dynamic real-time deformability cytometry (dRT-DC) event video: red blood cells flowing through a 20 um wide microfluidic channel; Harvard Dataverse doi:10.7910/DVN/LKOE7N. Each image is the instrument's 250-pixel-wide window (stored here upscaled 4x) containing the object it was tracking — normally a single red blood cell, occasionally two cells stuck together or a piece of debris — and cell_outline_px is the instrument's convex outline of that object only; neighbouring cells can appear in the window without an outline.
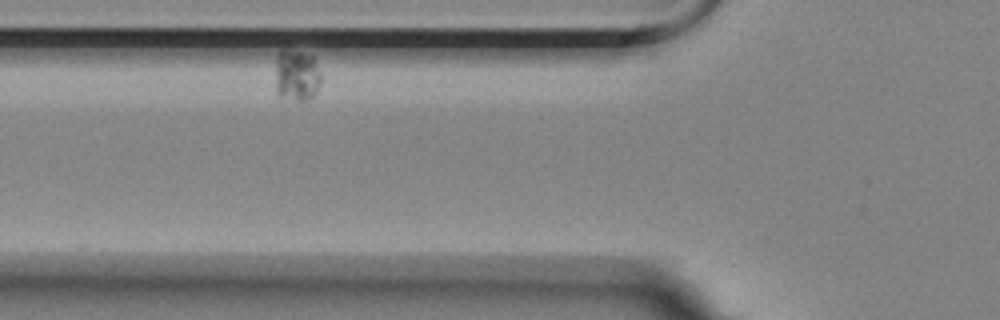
{"species": "Egyptian fruit bat (a non-hibernating species)", "species_latin": "Rousettus aegyptiacus", "temperature_condition": "room temperature", "stored_images_in_passage": 5, "camera_frame_rate_fps": 3000, "um_per_image_px": 0.085, "animal": {"sex": "female"}, "frame": {"image": 1, "passage_image": 2, "time_ms": 0.333, "image_size_px": [1000, 320], "cell_outline_px": [[320, 80], [316, 92], [308, 100], [296, 100], [280, 96], [276, 92], [276, 56], [280, 48], [288, 48], [312, 56], [320, 72]], "centroid_in_image_um": [25.18, 6.37], "position_along_channel_um": 100.6, "area_um2": 13.76}}
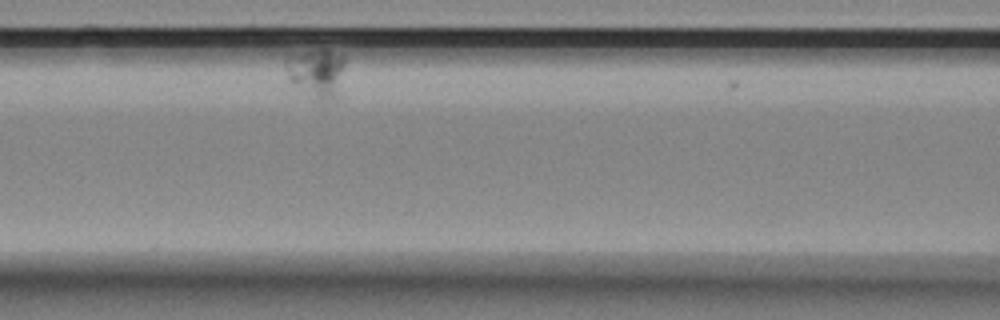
{"frame": {"image": 2, "passage_image": 4, "time_ms": 1.0, "image_size_px": [1000, 320], "cell_outline_px": [[344, 64], [336, 96], [332, 100], [320, 100], [292, 84], [288, 80], [284, 68], [284, 60], [288, 56], [316, 48], [328, 48], [344, 56]], "centroid_in_image_um": [26.85, 6.12], "position_along_channel_um": 139.7, "area_um2": 16.88}}